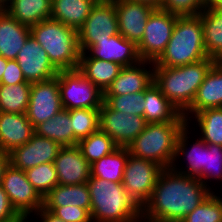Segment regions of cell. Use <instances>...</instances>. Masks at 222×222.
<instances>
[{"label":"cell","instance_id":"obj_17","mask_svg":"<svg viewBox=\"0 0 222 222\" xmlns=\"http://www.w3.org/2000/svg\"><path fill=\"white\" fill-rule=\"evenodd\" d=\"M147 65H150L149 70L146 69ZM151 67H154V62L143 60L135 65L122 67L104 96L144 92L154 82V69H150Z\"/></svg>","mask_w":222,"mask_h":222},{"label":"cell","instance_id":"obj_4","mask_svg":"<svg viewBox=\"0 0 222 222\" xmlns=\"http://www.w3.org/2000/svg\"><path fill=\"white\" fill-rule=\"evenodd\" d=\"M208 58L199 15L178 16L172 36L154 67H177Z\"/></svg>","mask_w":222,"mask_h":222},{"label":"cell","instance_id":"obj_8","mask_svg":"<svg viewBox=\"0 0 222 222\" xmlns=\"http://www.w3.org/2000/svg\"><path fill=\"white\" fill-rule=\"evenodd\" d=\"M163 169L162 166L151 160L128 155L122 184L127 194L141 209L149 201Z\"/></svg>","mask_w":222,"mask_h":222},{"label":"cell","instance_id":"obj_5","mask_svg":"<svg viewBox=\"0 0 222 222\" xmlns=\"http://www.w3.org/2000/svg\"><path fill=\"white\" fill-rule=\"evenodd\" d=\"M30 30L58 71L78 69L81 55L78 30L51 18L31 26Z\"/></svg>","mask_w":222,"mask_h":222},{"label":"cell","instance_id":"obj_42","mask_svg":"<svg viewBox=\"0 0 222 222\" xmlns=\"http://www.w3.org/2000/svg\"><path fill=\"white\" fill-rule=\"evenodd\" d=\"M26 82L22 70L16 60H8L0 85H15Z\"/></svg>","mask_w":222,"mask_h":222},{"label":"cell","instance_id":"obj_44","mask_svg":"<svg viewBox=\"0 0 222 222\" xmlns=\"http://www.w3.org/2000/svg\"><path fill=\"white\" fill-rule=\"evenodd\" d=\"M34 215H37L38 217L42 218L41 222H65L62 219L56 217L54 214H52L50 211L44 209L43 207L39 209Z\"/></svg>","mask_w":222,"mask_h":222},{"label":"cell","instance_id":"obj_35","mask_svg":"<svg viewBox=\"0 0 222 222\" xmlns=\"http://www.w3.org/2000/svg\"><path fill=\"white\" fill-rule=\"evenodd\" d=\"M74 134V146L100 129L99 109L78 108L67 110Z\"/></svg>","mask_w":222,"mask_h":222},{"label":"cell","instance_id":"obj_20","mask_svg":"<svg viewBox=\"0 0 222 222\" xmlns=\"http://www.w3.org/2000/svg\"><path fill=\"white\" fill-rule=\"evenodd\" d=\"M208 108H222V68L217 62L199 86L191 106L183 113L187 125L193 120V116L190 115Z\"/></svg>","mask_w":222,"mask_h":222},{"label":"cell","instance_id":"obj_18","mask_svg":"<svg viewBox=\"0 0 222 222\" xmlns=\"http://www.w3.org/2000/svg\"><path fill=\"white\" fill-rule=\"evenodd\" d=\"M54 166L61 185L87 183L91 177L90 163L77 145L62 147L54 160Z\"/></svg>","mask_w":222,"mask_h":222},{"label":"cell","instance_id":"obj_28","mask_svg":"<svg viewBox=\"0 0 222 222\" xmlns=\"http://www.w3.org/2000/svg\"><path fill=\"white\" fill-rule=\"evenodd\" d=\"M52 0H11L3 9L19 23L29 27L50 19Z\"/></svg>","mask_w":222,"mask_h":222},{"label":"cell","instance_id":"obj_11","mask_svg":"<svg viewBox=\"0 0 222 222\" xmlns=\"http://www.w3.org/2000/svg\"><path fill=\"white\" fill-rule=\"evenodd\" d=\"M1 186L17 213L31 216L43 207V198L28 181L25 171L11 164L4 171Z\"/></svg>","mask_w":222,"mask_h":222},{"label":"cell","instance_id":"obj_39","mask_svg":"<svg viewBox=\"0 0 222 222\" xmlns=\"http://www.w3.org/2000/svg\"><path fill=\"white\" fill-rule=\"evenodd\" d=\"M144 92L104 96V102L113 110L121 111L127 114L143 116L144 113Z\"/></svg>","mask_w":222,"mask_h":222},{"label":"cell","instance_id":"obj_37","mask_svg":"<svg viewBox=\"0 0 222 222\" xmlns=\"http://www.w3.org/2000/svg\"><path fill=\"white\" fill-rule=\"evenodd\" d=\"M212 192L180 222H222V198Z\"/></svg>","mask_w":222,"mask_h":222},{"label":"cell","instance_id":"obj_33","mask_svg":"<svg viewBox=\"0 0 222 222\" xmlns=\"http://www.w3.org/2000/svg\"><path fill=\"white\" fill-rule=\"evenodd\" d=\"M200 128V138L207 144L222 146V108H208L193 115Z\"/></svg>","mask_w":222,"mask_h":222},{"label":"cell","instance_id":"obj_45","mask_svg":"<svg viewBox=\"0 0 222 222\" xmlns=\"http://www.w3.org/2000/svg\"><path fill=\"white\" fill-rule=\"evenodd\" d=\"M9 164V153L0 150V185L2 183L4 171Z\"/></svg>","mask_w":222,"mask_h":222},{"label":"cell","instance_id":"obj_31","mask_svg":"<svg viewBox=\"0 0 222 222\" xmlns=\"http://www.w3.org/2000/svg\"><path fill=\"white\" fill-rule=\"evenodd\" d=\"M69 112L63 108L54 117L38 124L34 129L39 136L54 140L62 147L74 146V134Z\"/></svg>","mask_w":222,"mask_h":222},{"label":"cell","instance_id":"obj_29","mask_svg":"<svg viewBox=\"0 0 222 222\" xmlns=\"http://www.w3.org/2000/svg\"><path fill=\"white\" fill-rule=\"evenodd\" d=\"M94 5L90 0H52L50 18L78 30Z\"/></svg>","mask_w":222,"mask_h":222},{"label":"cell","instance_id":"obj_36","mask_svg":"<svg viewBox=\"0 0 222 222\" xmlns=\"http://www.w3.org/2000/svg\"><path fill=\"white\" fill-rule=\"evenodd\" d=\"M28 181L39 195L44 198L58 182V175L54 163H44L25 171Z\"/></svg>","mask_w":222,"mask_h":222},{"label":"cell","instance_id":"obj_40","mask_svg":"<svg viewBox=\"0 0 222 222\" xmlns=\"http://www.w3.org/2000/svg\"><path fill=\"white\" fill-rule=\"evenodd\" d=\"M160 9L177 16H195L205 7L203 0H163Z\"/></svg>","mask_w":222,"mask_h":222},{"label":"cell","instance_id":"obj_34","mask_svg":"<svg viewBox=\"0 0 222 222\" xmlns=\"http://www.w3.org/2000/svg\"><path fill=\"white\" fill-rule=\"evenodd\" d=\"M77 146L90 164L111 154L118 148L113 139L100 129L89 135L87 138L80 140Z\"/></svg>","mask_w":222,"mask_h":222},{"label":"cell","instance_id":"obj_30","mask_svg":"<svg viewBox=\"0 0 222 222\" xmlns=\"http://www.w3.org/2000/svg\"><path fill=\"white\" fill-rule=\"evenodd\" d=\"M129 154L128 147H118L111 154L90 164L91 176L112 182H122Z\"/></svg>","mask_w":222,"mask_h":222},{"label":"cell","instance_id":"obj_3","mask_svg":"<svg viewBox=\"0 0 222 222\" xmlns=\"http://www.w3.org/2000/svg\"><path fill=\"white\" fill-rule=\"evenodd\" d=\"M216 61L206 58L177 67H153L154 83L183 114L192 104L199 86Z\"/></svg>","mask_w":222,"mask_h":222},{"label":"cell","instance_id":"obj_48","mask_svg":"<svg viewBox=\"0 0 222 222\" xmlns=\"http://www.w3.org/2000/svg\"><path fill=\"white\" fill-rule=\"evenodd\" d=\"M204 7L219 6L222 8V0H203Z\"/></svg>","mask_w":222,"mask_h":222},{"label":"cell","instance_id":"obj_38","mask_svg":"<svg viewBox=\"0 0 222 222\" xmlns=\"http://www.w3.org/2000/svg\"><path fill=\"white\" fill-rule=\"evenodd\" d=\"M207 188L212 191L208 181H222V146L207 144L203 172L197 177ZM212 179V180H211ZM208 183V184H207Z\"/></svg>","mask_w":222,"mask_h":222},{"label":"cell","instance_id":"obj_47","mask_svg":"<svg viewBox=\"0 0 222 222\" xmlns=\"http://www.w3.org/2000/svg\"><path fill=\"white\" fill-rule=\"evenodd\" d=\"M29 218H30L29 215L18 213L16 216L12 217L11 219L0 222H28Z\"/></svg>","mask_w":222,"mask_h":222},{"label":"cell","instance_id":"obj_1","mask_svg":"<svg viewBox=\"0 0 222 222\" xmlns=\"http://www.w3.org/2000/svg\"><path fill=\"white\" fill-rule=\"evenodd\" d=\"M212 192L198 178L164 168L142 208V222H180Z\"/></svg>","mask_w":222,"mask_h":222},{"label":"cell","instance_id":"obj_49","mask_svg":"<svg viewBox=\"0 0 222 222\" xmlns=\"http://www.w3.org/2000/svg\"><path fill=\"white\" fill-rule=\"evenodd\" d=\"M7 63H8V59L0 56V82H1L4 72L6 70Z\"/></svg>","mask_w":222,"mask_h":222},{"label":"cell","instance_id":"obj_32","mask_svg":"<svg viewBox=\"0 0 222 222\" xmlns=\"http://www.w3.org/2000/svg\"><path fill=\"white\" fill-rule=\"evenodd\" d=\"M31 83L0 85V112L26 113Z\"/></svg>","mask_w":222,"mask_h":222},{"label":"cell","instance_id":"obj_46","mask_svg":"<svg viewBox=\"0 0 222 222\" xmlns=\"http://www.w3.org/2000/svg\"><path fill=\"white\" fill-rule=\"evenodd\" d=\"M124 1L140 2V3L150 5L155 9H160L161 3H162L163 0H124Z\"/></svg>","mask_w":222,"mask_h":222},{"label":"cell","instance_id":"obj_51","mask_svg":"<svg viewBox=\"0 0 222 222\" xmlns=\"http://www.w3.org/2000/svg\"><path fill=\"white\" fill-rule=\"evenodd\" d=\"M90 1H92L95 4H99V3L109 2V1H112V0H90Z\"/></svg>","mask_w":222,"mask_h":222},{"label":"cell","instance_id":"obj_12","mask_svg":"<svg viewBox=\"0 0 222 222\" xmlns=\"http://www.w3.org/2000/svg\"><path fill=\"white\" fill-rule=\"evenodd\" d=\"M99 122L100 130L118 147H128L147 124L143 116L113 110L105 102L99 109Z\"/></svg>","mask_w":222,"mask_h":222},{"label":"cell","instance_id":"obj_52","mask_svg":"<svg viewBox=\"0 0 222 222\" xmlns=\"http://www.w3.org/2000/svg\"><path fill=\"white\" fill-rule=\"evenodd\" d=\"M216 62H217V63L220 65V67L222 68V57H220Z\"/></svg>","mask_w":222,"mask_h":222},{"label":"cell","instance_id":"obj_50","mask_svg":"<svg viewBox=\"0 0 222 222\" xmlns=\"http://www.w3.org/2000/svg\"><path fill=\"white\" fill-rule=\"evenodd\" d=\"M11 0H0V9H4L9 3H10Z\"/></svg>","mask_w":222,"mask_h":222},{"label":"cell","instance_id":"obj_19","mask_svg":"<svg viewBox=\"0 0 222 222\" xmlns=\"http://www.w3.org/2000/svg\"><path fill=\"white\" fill-rule=\"evenodd\" d=\"M92 58L115 62L122 67L132 66L141 61L137 45L121 34L97 42L86 51Z\"/></svg>","mask_w":222,"mask_h":222},{"label":"cell","instance_id":"obj_15","mask_svg":"<svg viewBox=\"0 0 222 222\" xmlns=\"http://www.w3.org/2000/svg\"><path fill=\"white\" fill-rule=\"evenodd\" d=\"M26 82L36 83L52 79L58 75V70L50 62L46 51L36 39L30 35L19 51L17 58Z\"/></svg>","mask_w":222,"mask_h":222},{"label":"cell","instance_id":"obj_24","mask_svg":"<svg viewBox=\"0 0 222 222\" xmlns=\"http://www.w3.org/2000/svg\"><path fill=\"white\" fill-rule=\"evenodd\" d=\"M143 105L146 123L186 121L185 116L162 94L154 82L144 91Z\"/></svg>","mask_w":222,"mask_h":222},{"label":"cell","instance_id":"obj_23","mask_svg":"<svg viewBox=\"0 0 222 222\" xmlns=\"http://www.w3.org/2000/svg\"><path fill=\"white\" fill-rule=\"evenodd\" d=\"M30 35L29 26L19 23L3 9L0 10V56L16 60Z\"/></svg>","mask_w":222,"mask_h":222},{"label":"cell","instance_id":"obj_43","mask_svg":"<svg viewBox=\"0 0 222 222\" xmlns=\"http://www.w3.org/2000/svg\"><path fill=\"white\" fill-rule=\"evenodd\" d=\"M18 213L12 207L8 195L0 185V221H5L16 216Z\"/></svg>","mask_w":222,"mask_h":222},{"label":"cell","instance_id":"obj_41","mask_svg":"<svg viewBox=\"0 0 222 222\" xmlns=\"http://www.w3.org/2000/svg\"><path fill=\"white\" fill-rule=\"evenodd\" d=\"M65 222H92L90 213L77 206L43 207Z\"/></svg>","mask_w":222,"mask_h":222},{"label":"cell","instance_id":"obj_27","mask_svg":"<svg viewBox=\"0 0 222 222\" xmlns=\"http://www.w3.org/2000/svg\"><path fill=\"white\" fill-rule=\"evenodd\" d=\"M199 16L203 25L206 53L209 58L217 61L222 57V8L207 7Z\"/></svg>","mask_w":222,"mask_h":222},{"label":"cell","instance_id":"obj_25","mask_svg":"<svg viewBox=\"0 0 222 222\" xmlns=\"http://www.w3.org/2000/svg\"><path fill=\"white\" fill-rule=\"evenodd\" d=\"M121 68L122 66L115 62L95 59L87 52H82L78 70L104 93Z\"/></svg>","mask_w":222,"mask_h":222},{"label":"cell","instance_id":"obj_21","mask_svg":"<svg viewBox=\"0 0 222 222\" xmlns=\"http://www.w3.org/2000/svg\"><path fill=\"white\" fill-rule=\"evenodd\" d=\"M34 133L26 113L0 112V150L9 153L28 142Z\"/></svg>","mask_w":222,"mask_h":222},{"label":"cell","instance_id":"obj_2","mask_svg":"<svg viewBox=\"0 0 222 222\" xmlns=\"http://www.w3.org/2000/svg\"><path fill=\"white\" fill-rule=\"evenodd\" d=\"M87 186L93 222H142V209L127 194L122 182L91 176Z\"/></svg>","mask_w":222,"mask_h":222},{"label":"cell","instance_id":"obj_6","mask_svg":"<svg viewBox=\"0 0 222 222\" xmlns=\"http://www.w3.org/2000/svg\"><path fill=\"white\" fill-rule=\"evenodd\" d=\"M186 121L147 123L144 130L128 146L132 156L151 160L163 168H171L176 142Z\"/></svg>","mask_w":222,"mask_h":222},{"label":"cell","instance_id":"obj_7","mask_svg":"<svg viewBox=\"0 0 222 222\" xmlns=\"http://www.w3.org/2000/svg\"><path fill=\"white\" fill-rule=\"evenodd\" d=\"M62 107L66 110L100 109L104 93L78 69L58 72Z\"/></svg>","mask_w":222,"mask_h":222},{"label":"cell","instance_id":"obj_14","mask_svg":"<svg viewBox=\"0 0 222 222\" xmlns=\"http://www.w3.org/2000/svg\"><path fill=\"white\" fill-rule=\"evenodd\" d=\"M62 148L54 140L33 134L25 144L9 152V163L23 171L44 163H54Z\"/></svg>","mask_w":222,"mask_h":222},{"label":"cell","instance_id":"obj_9","mask_svg":"<svg viewBox=\"0 0 222 222\" xmlns=\"http://www.w3.org/2000/svg\"><path fill=\"white\" fill-rule=\"evenodd\" d=\"M120 34L114 1L95 4L83 25L78 29V43L81 53L99 41Z\"/></svg>","mask_w":222,"mask_h":222},{"label":"cell","instance_id":"obj_16","mask_svg":"<svg viewBox=\"0 0 222 222\" xmlns=\"http://www.w3.org/2000/svg\"><path fill=\"white\" fill-rule=\"evenodd\" d=\"M113 1L118 17L119 33L138 45L143 38L147 20L155 8L140 2Z\"/></svg>","mask_w":222,"mask_h":222},{"label":"cell","instance_id":"obj_10","mask_svg":"<svg viewBox=\"0 0 222 222\" xmlns=\"http://www.w3.org/2000/svg\"><path fill=\"white\" fill-rule=\"evenodd\" d=\"M177 15L155 9L149 16L143 38L137 45L143 61L155 62L164 52L174 29Z\"/></svg>","mask_w":222,"mask_h":222},{"label":"cell","instance_id":"obj_13","mask_svg":"<svg viewBox=\"0 0 222 222\" xmlns=\"http://www.w3.org/2000/svg\"><path fill=\"white\" fill-rule=\"evenodd\" d=\"M58 75L46 81L31 84L26 116L35 128L62 110Z\"/></svg>","mask_w":222,"mask_h":222},{"label":"cell","instance_id":"obj_26","mask_svg":"<svg viewBox=\"0 0 222 222\" xmlns=\"http://www.w3.org/2000/svg\"><path fill=\"white\" fill-rule=\"evenodd\" d=\"M77 206L91 211L90 193L87 183L56 185L44 198L43 207Z\"/></svg>","mask_w":222,"mask_h":222},{"label":"cell","instance_id":"obj_22","mask_svg":"<svg viewBox=\"0 0 222 222\" xmlns=\"http://www.w3.org/2000/svg\"><path fill=\"white\" fill-rule=\"evenodd\" d=\"M188 127L190 126L186 124L185 127L180 131L178 135V139L176 142L175 158H174L171 168L175 170L176 172L185 174L190 177L197 178L203 172V165H204V159H205V147L207 146V143H205L199 137L197 140H195L196 142H192L193 143L192 145L189 144L191 146L190 148L188 146V143H189L188 139L190 138V136L188 135L191 132H189L188 130L192 128H188ZM182 155H183V159L186 156L185 160L188 163L185 168L177 166L178 165L177 160L181 159L180 156Z\"/></svg>","mask_w":222,"mask_h":222}]
</instances>
